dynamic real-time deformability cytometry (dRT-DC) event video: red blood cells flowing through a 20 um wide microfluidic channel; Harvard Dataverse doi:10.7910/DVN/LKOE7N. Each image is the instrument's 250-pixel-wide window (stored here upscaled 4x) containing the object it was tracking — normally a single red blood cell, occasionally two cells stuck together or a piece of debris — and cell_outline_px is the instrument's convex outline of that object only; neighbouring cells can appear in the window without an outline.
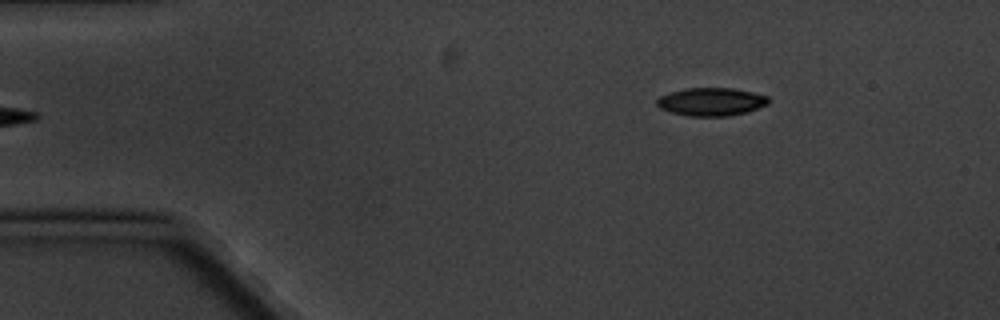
{"species": "common noctule bat (a hibernating species)", "species_latin": "Nyctalus noctula", "temperature_condition": "cold", "stored_images_in_passage": 5, "camera_frame_rate_fps": 3000, "um_per_image_px": 0.085, "animal": {"sex": "male", "body_mass_g": 20.1, "forearm_length_mm": 53.5}, "frame": {"image": 1, "passage_image": 5, "time_ms": 4.667, "image_size_px": [1000, 320], "cell_outline_px": [[768, 104], [748, 112], [728, 116], [688, 116], [672, 112], [660, 108], [656, 104], [656, 100], [660, 96], [684, 88], [732, 88], [752, 92], [768, 96]], "centroid_in_image_um": [60.46, 8.65], "position_along_channel_um": 24.5, "area_um2": 18.21}}